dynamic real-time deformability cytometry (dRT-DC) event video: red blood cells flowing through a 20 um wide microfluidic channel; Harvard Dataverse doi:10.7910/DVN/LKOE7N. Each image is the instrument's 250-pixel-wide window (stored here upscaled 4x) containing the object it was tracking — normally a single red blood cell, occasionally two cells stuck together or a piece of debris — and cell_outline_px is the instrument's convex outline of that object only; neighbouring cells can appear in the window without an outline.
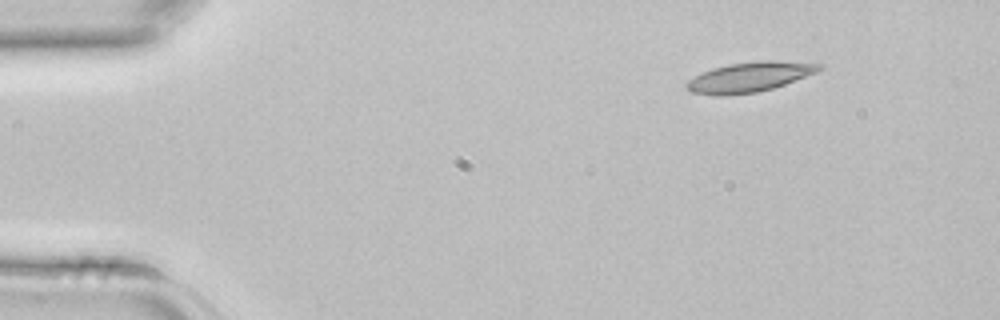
{"species": "common noctule bat (a hibernating species)", "species_latin": "Nyctalus noctula", "temperature_condition": "room temperature", "stored_images_in_passage": 39, "camera_frame_rate_fps": 3000, "um_per_image_px": 0.085, "animal": {"sex": "female", "body_mass_g": 22.7, "forearm_length_mm": 54.2}, "frame": {"image": 1, "passage_image": 1, "time_ms": 0.0, "image_size_px": [1000, 320], "cell_outline_px": [[824, 68], [816, 72], [784, 84], [772, 88], [756, 92], [720, 96], [716, 96], [692, 92], [684, 88], [684, 84], [688, 80], [712, 68], [728, 64], [760, 60], [776, 60], [824, 64]], "centroid_in_image_um": [63.69, 6.54], "position_along_channel_um": 21.3, "area_um2": 23.06}}
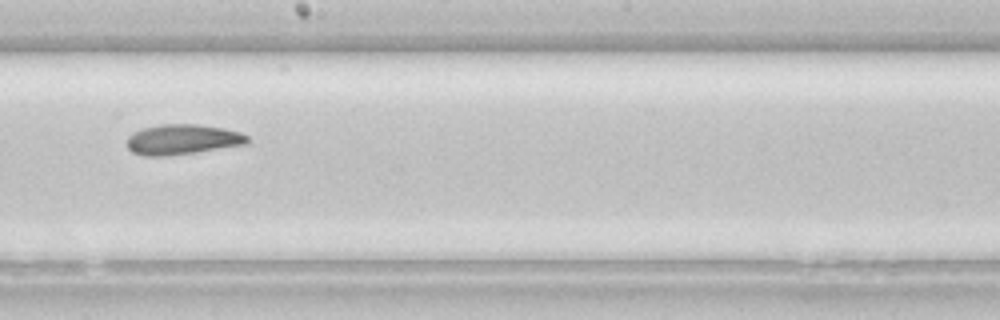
{"frame": {"image": 2, "passage_image": 20, "time_ms": 6.333, "image_size_px": [1000, 320], "cell_outline_px": [[252, 140], [248, 144], [196, 152], [168, 156], [144, 156], [132, 152], [128, 148], [128, 136], [132, 132], [144, 128], [164, 124], [196, 124], [224, 128], [240, 132], [248, 136]], "centroid_in_image_um": [15.55, 11.86], "position_along_channel_um": 232.7, "area_um2": 21.33}}
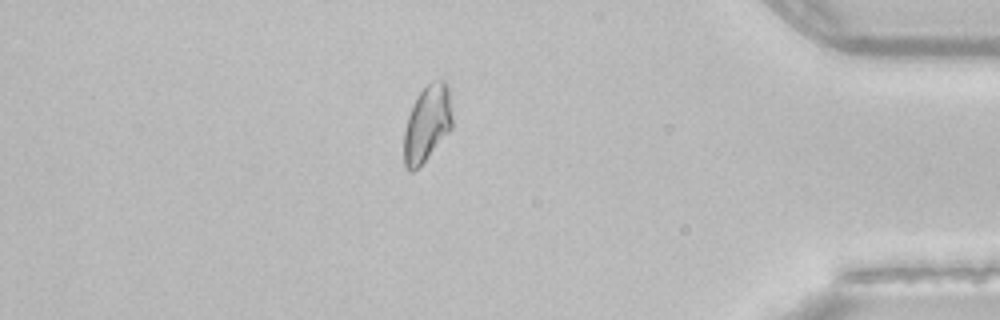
{"frame": {"image": 3, "passage_image": 33, "time_ms": 10.667, "image_size_px": [1000, 320], "cell_outline_px": [[452, 128], [424, 160], [412, 172], [408, 172], [404, 168], [404, 132], [408, 116], [420, 92], [428, 84], [440, 80], [444, 80], [448, 84], [452, 116]], "centroid_in_image_um": [36.3, 10.51], "position_along_channel_um": 398.9, "area_um2": 21.04}}